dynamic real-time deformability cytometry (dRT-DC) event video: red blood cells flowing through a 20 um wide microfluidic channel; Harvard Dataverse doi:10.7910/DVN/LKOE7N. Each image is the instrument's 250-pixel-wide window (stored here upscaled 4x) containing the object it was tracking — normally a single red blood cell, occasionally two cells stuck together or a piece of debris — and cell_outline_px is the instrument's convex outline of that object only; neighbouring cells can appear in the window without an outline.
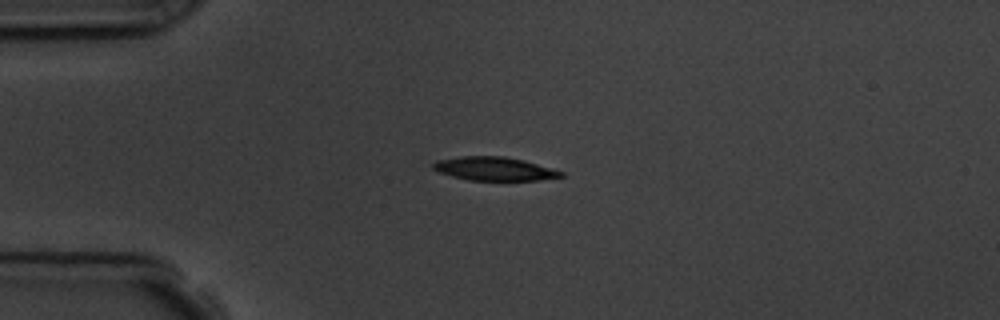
{"species": "common noctule bat (a hibernating species)", "species_latin": "Nyctalus noctula", "temperature_condition": "room temperature", "stored_images_in_passage": 9, "camera_frame_rate_fps": 3000, "um_per_image_px": 0.085, "animal": {"sex": "male", "body_mass_g": 19.5, "forearm_length_mm": 54.6}, "frame": {"image": 1, "passage_image": 4, "time_ms": 3.333, "image_size_px": [1000, 320], "cell_outline_px": [[564, 176], [540, 180], [468, 180], [452, 176], [440, 172], [432, 168], [432, 164], [436, 160], [460, 156], [504, 156], [524, 160], [564, 172]], "centroid_in_image_um": [42.0, 14.34], "position_along_channel_um": 43.0, "area_um2": 17.51}}